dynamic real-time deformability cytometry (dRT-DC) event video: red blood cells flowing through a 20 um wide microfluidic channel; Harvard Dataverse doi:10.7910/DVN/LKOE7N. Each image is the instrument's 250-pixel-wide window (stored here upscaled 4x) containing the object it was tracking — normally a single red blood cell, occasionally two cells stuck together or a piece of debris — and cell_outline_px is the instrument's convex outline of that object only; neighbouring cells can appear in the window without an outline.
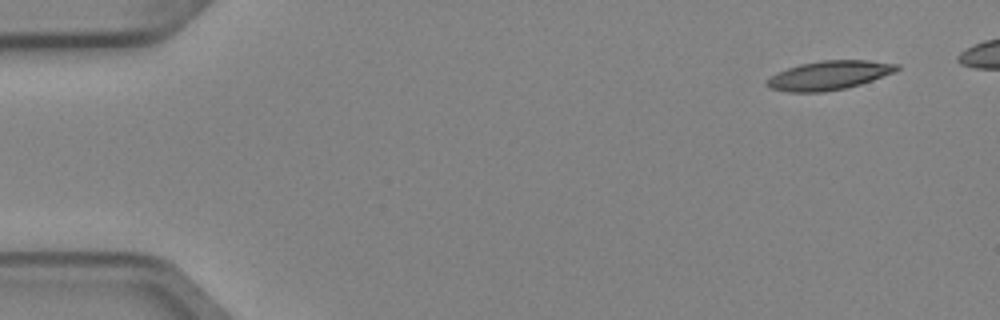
{"species": "Egyptian fruit bat (a non-hibernating species)", "species_latin": "Rousettus aegyptiacus", "temperature_condition": "cold", "stored_images_in_passage": 5, "camera_frame_rate_fps": 3000, "um_per_image_px": 0.085, "animal": {"sex": "female"}, "frame": {"image": 1, "passage_image": 1, "time_ms": 0.0, "image_size_px": [1000, 320], "cell_outline_px": [[900, 68], [892, 72], [872, 80], [860, 84], [844, 88], [824, 92], [788, 92], [768, 88], [764, 84], [764, 80], [776, 72], [800, 64], [820, 60], [868, 60], [900, 64]], "centroid_in_image_um": [70.39, 6.4], "position_along_channel_um": 14.6, "area_um2": 22.02}}